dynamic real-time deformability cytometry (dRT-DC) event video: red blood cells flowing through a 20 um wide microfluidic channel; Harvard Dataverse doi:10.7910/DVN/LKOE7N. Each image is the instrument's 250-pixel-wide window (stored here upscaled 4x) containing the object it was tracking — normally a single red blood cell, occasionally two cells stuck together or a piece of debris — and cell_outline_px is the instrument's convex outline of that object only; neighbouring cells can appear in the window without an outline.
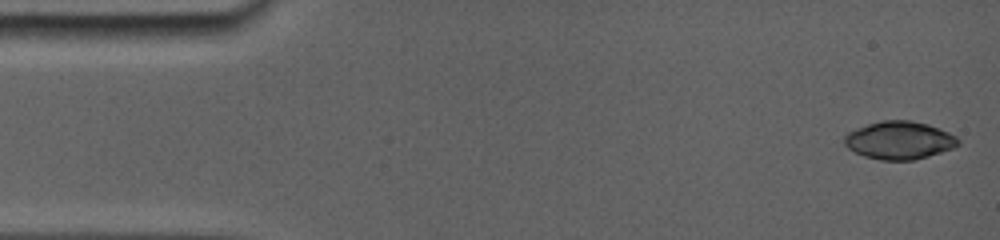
{"species": "common noctule bat (a hibernating species)", "species_latin": "Nyctalus noctula", "temperature_condition": "room temperature", "stored_images_in_passage": 11, "camera_frame_rate_fps": 5000, "um_per_image_px": 0.085, "animal": {"sex": "female", "body_mass_g": 19.0, "forearm_length_mm": 56.7}, "frame": {"image": 1, "passage_image": 1, "time_ms": 0.0, "image_size_px": [1000, 240], "cell_outline_px": [[956, 144], [948, 148], [924, 156], [908, 160], [884, 160], [868, 156], [856, 152], [844, 140], [844, 136], [848, 132], [868, 124], [884, 120], [908, 120], [924, 124], [948, 132], [956, 136]], "centroid_in_image_um": [76.39, 11.9], "position_along_channel_um": 8.6, "area_um2": 23.76}}
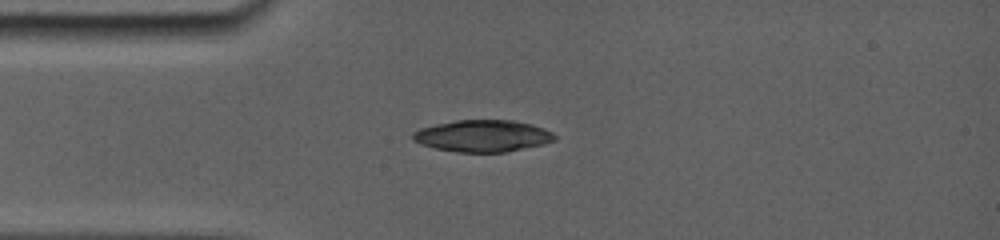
{"frame": {"image": 2, "passage_image": 10, "time_ms": 3.6, "image_size_px": [1000, 240], "cell_outline_px": [[556, 136], [552, 140], [540, 144], [504, 152], [460, 152], [436, 148], [424, 144], [416, 140], [412, 136], [420, 128], [436, 124], [456, 120], [512, 120], [532, 124], [552, 132]], "centroid_in_image_um": [41.04, 11.54], "position_along_channel_um": 44.0, "area_um2": 25.61}}